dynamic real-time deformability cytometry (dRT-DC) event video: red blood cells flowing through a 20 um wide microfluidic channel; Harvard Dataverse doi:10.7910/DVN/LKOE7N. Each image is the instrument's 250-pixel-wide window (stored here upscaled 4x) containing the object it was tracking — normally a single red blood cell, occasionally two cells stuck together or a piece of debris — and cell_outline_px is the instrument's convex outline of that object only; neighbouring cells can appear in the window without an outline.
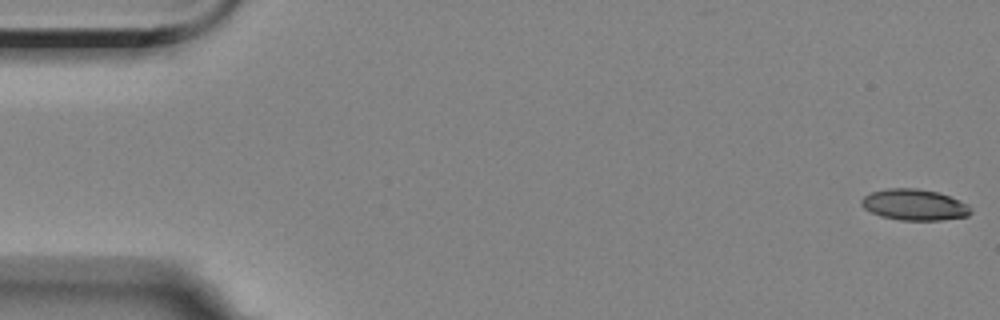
{"species": "Egyptian fruit bat (a non-hibernating species)", "species_latin": "Rousettus aegyptiacus", "temperature_condition": "room temperature", "stored_images_in_passage": 7, "camera_frame_rate_fps": 3000, "um_per_image_px": 0.085, "animal": {"sex": "female"}, "frame": {"image": 1, "passage_image": 1, "time_ms": 0.0, "image_size_px": [1000, 320], "cell_outline_px": [[972, 212], [968, 216], [940, 220], [900, 220], [880, 216], [864, 208], [860, 204], [860, 200], [864, 196], [872, 192], [888, 188], [916, 188], [936, 192], [948, 196], [968, 204]], "centroid_in_image_um": [77.7, 17.41], "position_along_channel_um": 7.3, "area_um2": 19.71}}
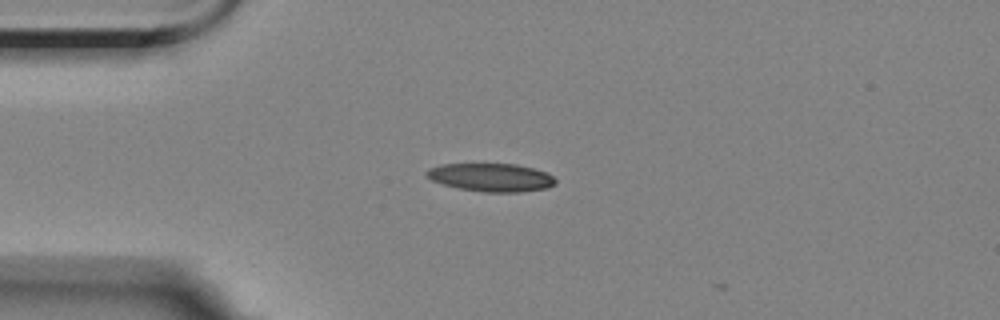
{"frame": {"image": 2, "passage_image": 5, "time_ms": 4.333, "image_size_px": [1000, 320], "cell_outline_px": [[556, 184], [548, 188], [520, 192], [484, 192], [460, 188], [444, 184], [432, 180], [424, 172], [428, 168], [440, 164], [516, 164], [548, 172], [556, 180]], "centroid_in_image_um": [41.77, 15.07], "position_along_channel_um": 43.2, "area_um2": 21.15}}
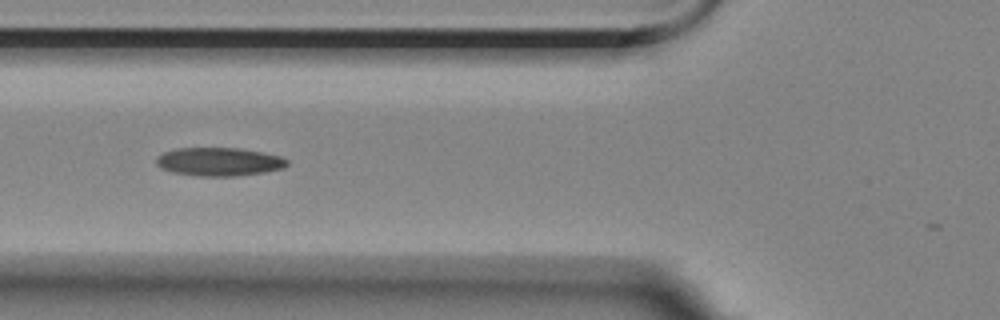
{"frame": {"image": 3, "passage_image": 7, "time_ms": 6.667, "image_size_px": [1000, 320], "cell_outline_px": [[288, 164], [284, 168], [264, 172], [236, 176], [200, 176], [172, 172], [160, 168], [156, 164], [156, 156], [164, 152], [176, 148], [240, 148], [280, 156], [288, 160]], "centroid_in_image_um": [18.6, 13.75], "position_along_channel_um": 107.2, "area_um2": 21.68}}